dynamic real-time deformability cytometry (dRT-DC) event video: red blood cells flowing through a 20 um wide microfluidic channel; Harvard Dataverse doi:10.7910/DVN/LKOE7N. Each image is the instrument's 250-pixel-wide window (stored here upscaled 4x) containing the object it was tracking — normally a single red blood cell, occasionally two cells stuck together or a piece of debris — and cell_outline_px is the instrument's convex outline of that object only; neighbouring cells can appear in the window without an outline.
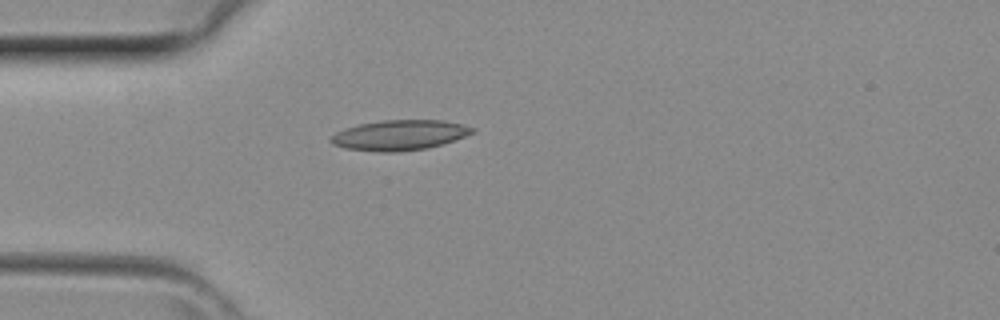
{"species": "common noctule bat (a hibernating species)", "species_latin": "Nyctalus noctula", "temperature_condition": "room temperature", "stored_images_in_passage": 28, "camera_frame_rate_fps": 3000, "um_per_image_px": 0.085, "animal": {"sex": "female", "body_mass_g": 29.2, "forearm_length_mm": 56.3}, "frame": {"image": 1, "passage_image": 1, "time_ms": 0.0, "image_size_px": [1000, 320], "cell_outline_px": [[476, 132], [444, 144], [428, 148], [400, 152], [376, 152], [344, 148], [332, 144], [328, 140], [336, 132], [344, 128], [360, 124], [384, 120], [444, 120], [464, 124], [476, 128]], "centroid_in_image_um": [33.99, 11.49], "position_along_channel_um": 51.0, "area_um2": 25.26}}
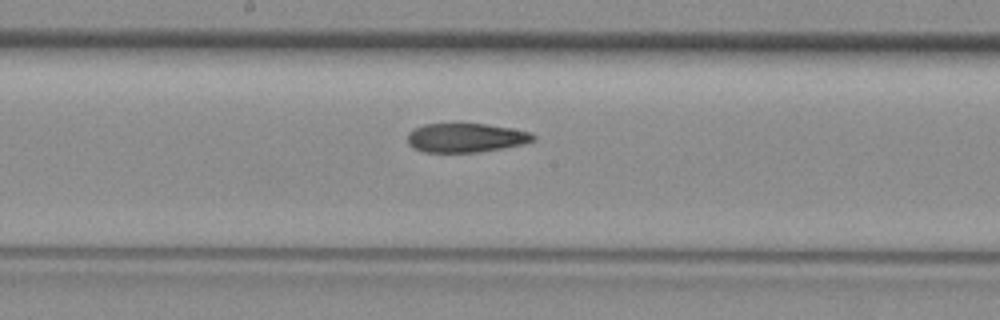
{"frame": {"image": 2, "passage_image": 11, "time_ms": 3.333, "image_size_px": [1000, 320], "cell_outline_px": [[536, 140], [524, 144], [504, 148], [480, 152], [424, 152], [412, 148], [408, 144], [408, 132], [412, 128], [424, 124], [484, 124], [512, 128], [532, 132], [536, 136]], "centroid_in_image_um": [39.61, 11.71], "position_along_channel_um": 208.6, "area_um2": 21.56}}
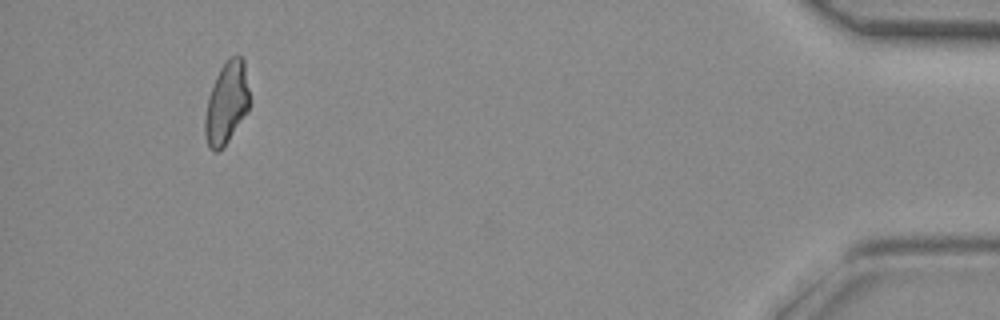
{"frame": {"image": 3, "passage_image": 28, "time_ms": 9.0, "image_size_px": [1000, 320], "cell_outline_px": [[248, 108], [228, 140], [216, 152], [212, 152], [208, 148], [204, 136], [204, 116], [208, 96], [216, 76], [220, 68], [232, 56], [240, 56], [244, 60], [248, 88]], "centroid_in_image_um": [19.21, 8.77], "position_along_channel_um": 416.0, "area_um2": 20.87}}